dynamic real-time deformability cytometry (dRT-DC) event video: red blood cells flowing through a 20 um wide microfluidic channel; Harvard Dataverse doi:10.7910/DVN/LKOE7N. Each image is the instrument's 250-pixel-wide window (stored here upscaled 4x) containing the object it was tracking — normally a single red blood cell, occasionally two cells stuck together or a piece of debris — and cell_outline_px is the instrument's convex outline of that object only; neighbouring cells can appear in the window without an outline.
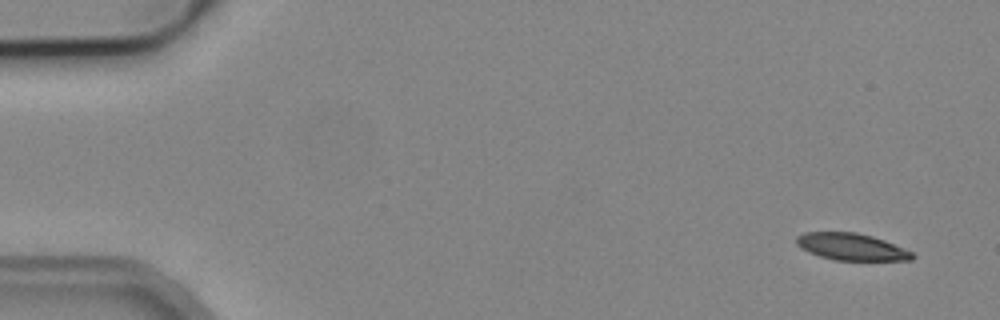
{"species": "common noctule bat (a hibernating species)", "species_latin": "Nyctalus noctula", "temperature_condition": "cold", "stored_images_in_passage": 5, "camera_frame_rate_fps": 3000, "um_per_image_px": 0.085, "animal": {"sex": "male", "body_mass_g": 19.2, "forearm_length_mm": 51.8}, "frame": {"image": 1, "passage_image": 1, "time_ms": 0.0, "image_size_px": [1000, 320], "cell_outline_px": [[916, 256], [912, 260], [832, 260], [808, 252], [800, 248], [796, 244], [796, 236], [804, 232], [856, 232], [872, 236], [884, 240], [912, 252]], "centroid_in_image_um": [72.33, 20.98], "position_along_channel_um": 12.7, "area_um2": 18.21}}